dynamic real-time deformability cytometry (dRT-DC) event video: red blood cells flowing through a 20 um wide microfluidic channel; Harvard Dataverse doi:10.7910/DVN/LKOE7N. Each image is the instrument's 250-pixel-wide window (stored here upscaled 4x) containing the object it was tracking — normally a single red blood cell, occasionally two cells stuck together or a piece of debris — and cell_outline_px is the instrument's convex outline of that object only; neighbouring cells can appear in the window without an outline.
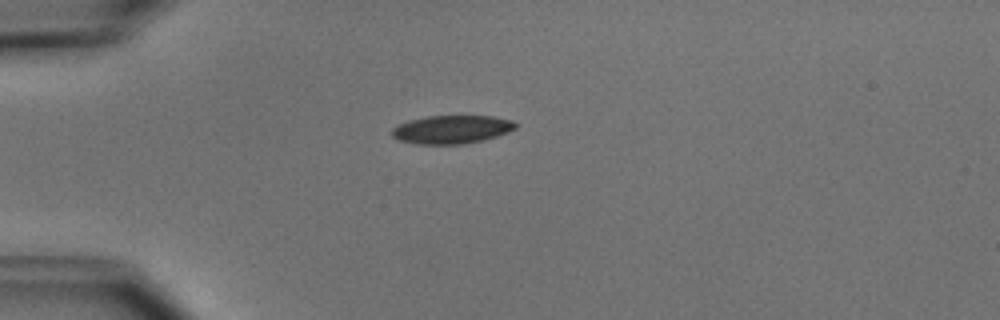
{"species": "common noctule bat (a hibernating species)", "species_latin": "Nyctalus noctula", "temperature_condition": "cold", "stored_images_in_passage": 2, "camera_frame_rate_fps": 3000, "um_per_image_px": 0.085, "animal": {"sex": "male", "body_mass_g": 15.6}, "frame": {"image": 1, "passage_image": 1, "time_ms": 0.0, "image_size_px": [1000, 320], "cell_outline_px": [[516, 128], [508, 132], [484, 140], [464, 144], [416, 144], [400, 140], [392, 136], [392, 128], [408, 120], [428, 116], [492, 116], [512, 120], [516, 124]], "centroid_in_image_um": [38.4, 11.0], "position_along_channel_um": 46.6, "area_um2": 20.35}}
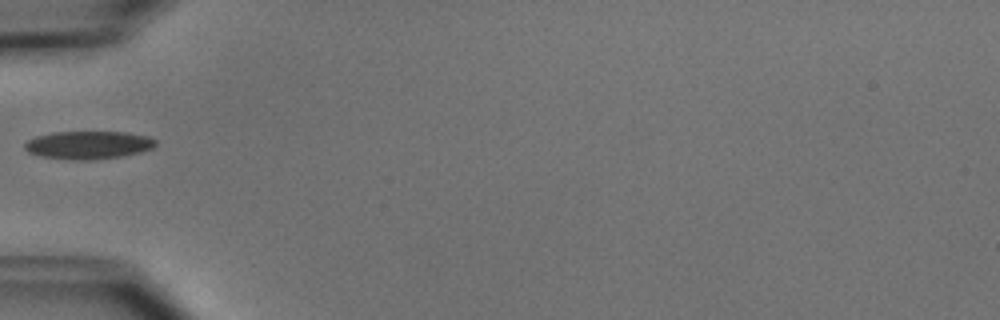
{"frame": {"image": 2, "passage_image": 2, "time_ms": 1.333, "image_size_px": [1000, 320], "cell_outline_px": [[156, 144], [152, 148], [140, 152], [120, 156], [92, 160], [72, 160], [40, 156], [28, 152], [24, 148], [24, 144], [28, 140], [36, 136], [52, 132], [128, 132], [148, 136], [156, 140]], "centroid_in_image_um": [7.49, 12.32], "position_along_channel_um": 77.5, "area_um2": 21.39}}